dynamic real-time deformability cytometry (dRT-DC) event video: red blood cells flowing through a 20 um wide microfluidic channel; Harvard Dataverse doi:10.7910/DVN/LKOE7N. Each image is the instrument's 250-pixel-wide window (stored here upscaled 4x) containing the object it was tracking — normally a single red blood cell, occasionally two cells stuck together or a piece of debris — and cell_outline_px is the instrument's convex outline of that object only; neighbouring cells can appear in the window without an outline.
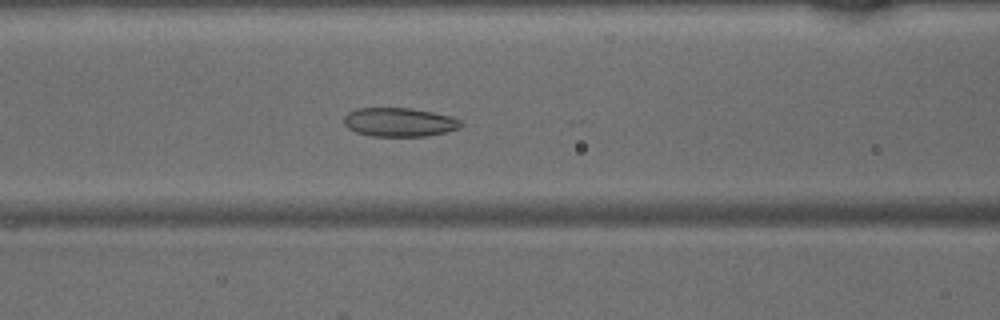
{"species": "common noctule bat (a hibernating species)", "species_latin": "Nyctalus noctula", "temperature_condition": "warm", "stored_images_in_passage": 32, "camera_frame_rate_fps": 3000, "um_per_image_px": 0.085, "animal": {"sex": "male", "body_mass_g": 15.6}, "frame": {"image": 1, "passage_image": 9, "time_ms": 2.667, "image_size_px": [1000, 320], "cell_outline_px": [[464, 124], [460, 128], [444, 132], [424, 136], [372, 136], [356, 132], [348, 128], [344, 124], [344, 116], [348, 112], [356, 108], [412, 108], [452, 116], [460, 120]], "centroid_in_image_um": [33.94, 10.38], "position_along_channel_um": 132.7, "area_um2": 19.71}}
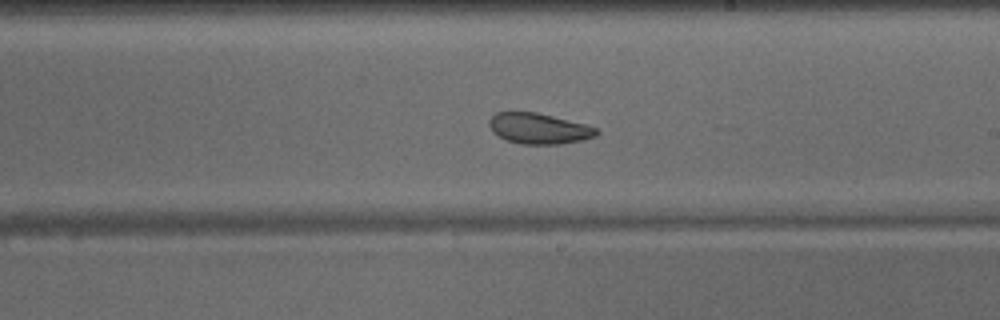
{"frame": {"image": 2, "passage_image": 17, "time_ms": 5.333, "image_size_px": [1000, 320], "cell_outline_px": [[600, 132], [596, 136], [584, 140], [560, 144], [520, 144], [504, 140], [492, 132], [488, 124], [488, 120], [496, 112], [536, 112], [584, 124], [596, 128]], "centroid_in_image_um": [45.77, 10.93], "position_along_channel_um": 243.2, "area_um2": 19.31}}
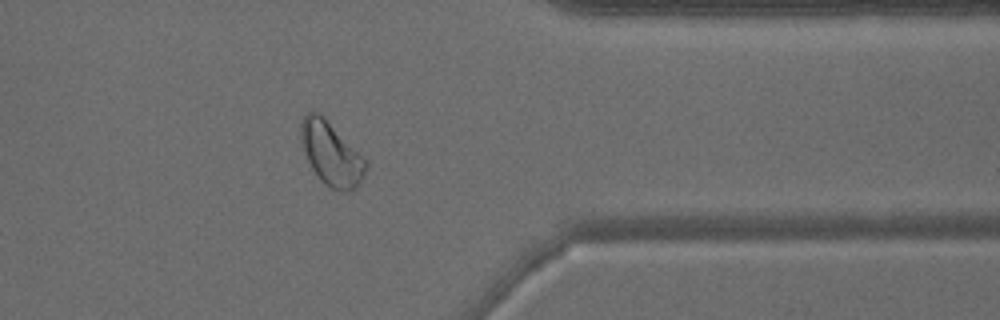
{"frame": {"image": 3, "passage_image": 28, "time_ms": 9.0, "image_size_px": [1000, 320], "cell_outline_px": [[368, 168], [356, 188], [348, 192], [332, 188], [324, 184], [320, 180], [312, 168], [304, 152], [300, 140], [300, 120], [308, 112], [320, 112], [324, 116], [368, 164]], "centroid_in_image_um": [28.11, 13.06], "position_along_channel_um": 383.3, "area_um2": 23.7}}